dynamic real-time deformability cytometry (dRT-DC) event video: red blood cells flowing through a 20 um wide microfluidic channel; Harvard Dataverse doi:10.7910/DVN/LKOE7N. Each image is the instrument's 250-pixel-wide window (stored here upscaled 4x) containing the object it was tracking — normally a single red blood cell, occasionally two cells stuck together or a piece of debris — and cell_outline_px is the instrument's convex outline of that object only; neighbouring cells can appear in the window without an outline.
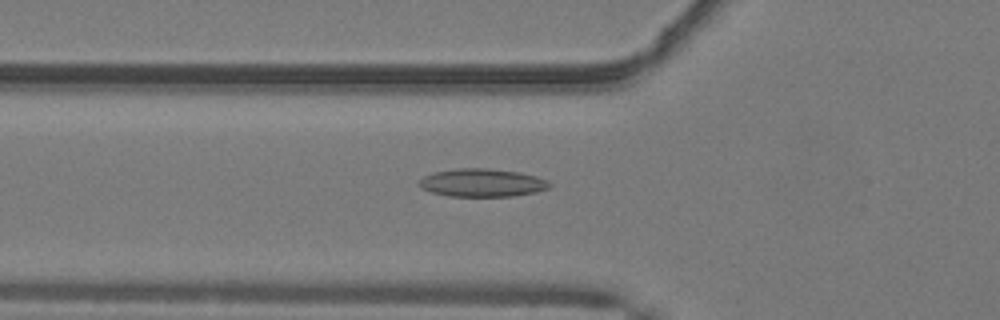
{"species": "common noctule bat (a hibernating species)", "species_latin": "Nyctalus noctula", "temperature_condition": "warm", "stored_images_in_passage": 34, "camera_frame_rate_fps": 3000, "um_per_image_px": 0.085, "animal": {"sex": "male", "body_mass_g": 19.2, "forearm_length_mm": 51.8}, "frame": {"image": 1, "passage_image": 8, "time_ms": 2.333, "image_size_px": [1000, 320], "cell_outline_px": [[552, 184], [548, 188], [536, 192], [512, 196], [448, 196], [432, 192], [420, 188], [416, 184], [416, 180], [424, 176], [436, 172], [460, 168], [484, 168], [520, 172], [536, 176], [548, 180]], "centroid_in_image_um": [40.96, 15.53], "position_along_channel_um": 84.8, "area_um2": 21.39}}
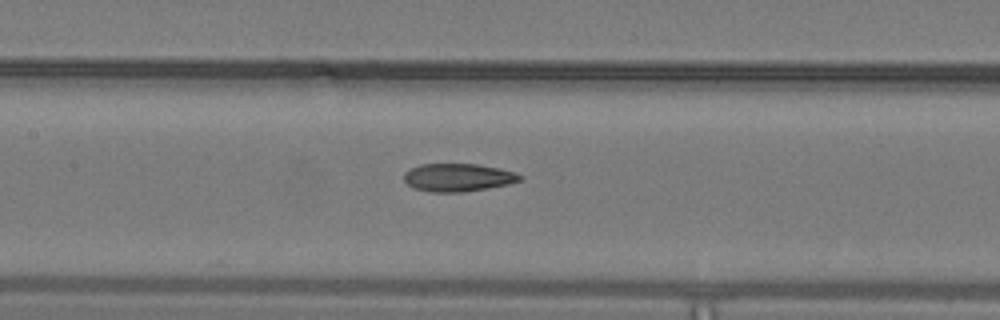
{"frame": {"image": 2, "passage_image": 14, "time_ms": 4.333, "image_size_px": [1000, 320], "cell_outline_px": [[524, 176], [520, 180], [508, 184], [464, 192], [432, 192], [416, 188], [408, 184], [404, 180], [404, 172], [420, 164], [476, 164], [500, 168], [516, 172]], "centroid_in_image_um": [38.95, 15.08], "position_along_channel_um": 168.4, "area_um2": 18.79}}
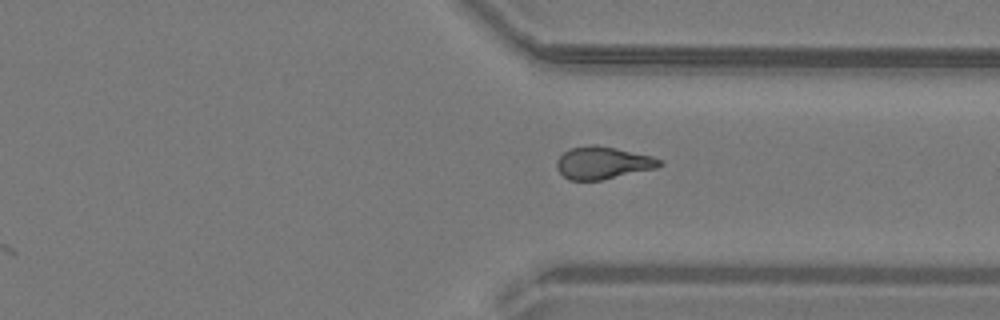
{"frame": {"image": 3, "passage_image": 28, "time_ms": 9.0, "image_size_px": [1000, 320], "cell_outline_px": [[664, 164], [656, 168], [604, 180], [568, 180], [556, 168], [556, 160], [568, 148], [592, 144], [596, 144], [616, 148], [652, 156], [660, 160]], "centroid_in_image_um": [51.22, 13.84], "position_along_channel_um": 360.2, "area_um2": 19.59}, "authors_computed_cell_mechanics": {"area_um2": 19.4497, "velocity_mm_per_s": 4.1165, "shape_relaxation_time_tau1_ms": null, "shape_relaxation_time_tau2_ms": 2.9137, "deformation_change_tau1": null, "deformation_change_tau2": 0.1074}}